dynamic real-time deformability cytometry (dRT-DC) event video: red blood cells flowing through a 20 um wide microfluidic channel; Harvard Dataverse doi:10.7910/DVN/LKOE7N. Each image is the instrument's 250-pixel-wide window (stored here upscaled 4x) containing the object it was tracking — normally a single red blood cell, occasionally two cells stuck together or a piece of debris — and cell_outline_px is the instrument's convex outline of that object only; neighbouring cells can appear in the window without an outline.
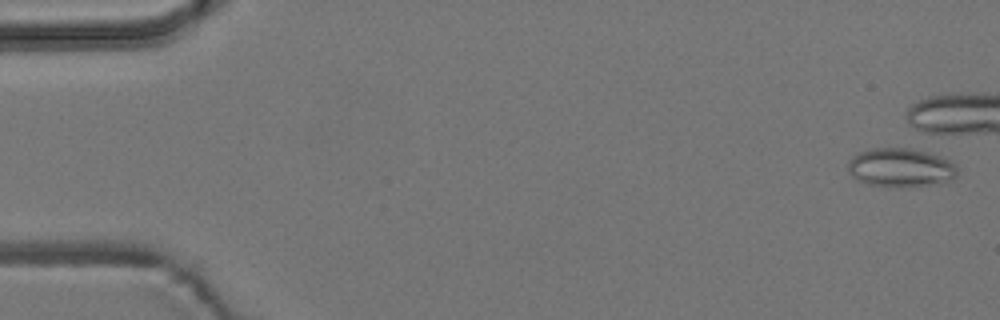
{"species": "common noctule bat (a hibernating species)", "species_latin": "Nyctalus noctula", "temperature_condition": "room temperature", "stored_images_in_passage": 5, "camera_frame_rate_fps": 3000, "um_per_image_px": 0.085, "animal": {"sex": "male", "body_mass_g": 19.2, "forearm_length_mm": 51.8}, "frame": {"image": 1, "passage_image": 2, "time_ms": 0.333, "image_size_px": [1000, 320], "cell_outline_px": [[960, 168], [956, 176], [952, 180], [928, 184], [896, 188], [892, 188], [868, 184], [856, 180], [848, 172], [848, 160], [852, 156], [860, 152], [872, 148], [912, 148], [928, 152], [940, 156], [956, 164]], "centroid_in_image_um": [76.54, 14.25], "position_along_channel_um": 8.5, "area_um2": 25.09}}